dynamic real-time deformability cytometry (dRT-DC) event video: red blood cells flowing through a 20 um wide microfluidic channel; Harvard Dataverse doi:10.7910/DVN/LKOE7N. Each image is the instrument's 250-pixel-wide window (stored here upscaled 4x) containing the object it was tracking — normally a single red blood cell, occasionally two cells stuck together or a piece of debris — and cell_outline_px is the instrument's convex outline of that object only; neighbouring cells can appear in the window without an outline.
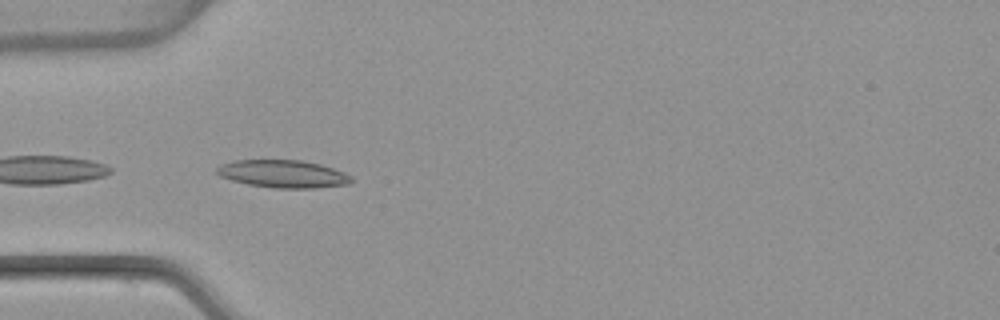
{"species": "common noctule bat (a hibernating species)", "species_latin": "Nyctalus noctula", "temperature_condition": "warm", "stored_images_in_passage": 4, "camera_frame_rate_fps": 3000, "um_per_image_px": 0.085, "animal": {"sex": "female", "body_mass_g": 22.7, "forearm_length_mm": 54.2}, "frame": {"image": 1, "passage_image": 1, "time_ms": 0.0, "image_size_px": [1000, 320], "cell_outline_px": [[352, 180], [348, 184], [316, 188], [272, 188], [248, 184], [232, 180], [220, 176], [216, 172], [216, 168], [220, 164], [236, 160], [304, 160], [320, 164], [344, 172], [352, 176]], "centroid_in_image_um": [24.06, 14.78], "position_along_channel_um": 60.9, "area_um2": 21.73}}